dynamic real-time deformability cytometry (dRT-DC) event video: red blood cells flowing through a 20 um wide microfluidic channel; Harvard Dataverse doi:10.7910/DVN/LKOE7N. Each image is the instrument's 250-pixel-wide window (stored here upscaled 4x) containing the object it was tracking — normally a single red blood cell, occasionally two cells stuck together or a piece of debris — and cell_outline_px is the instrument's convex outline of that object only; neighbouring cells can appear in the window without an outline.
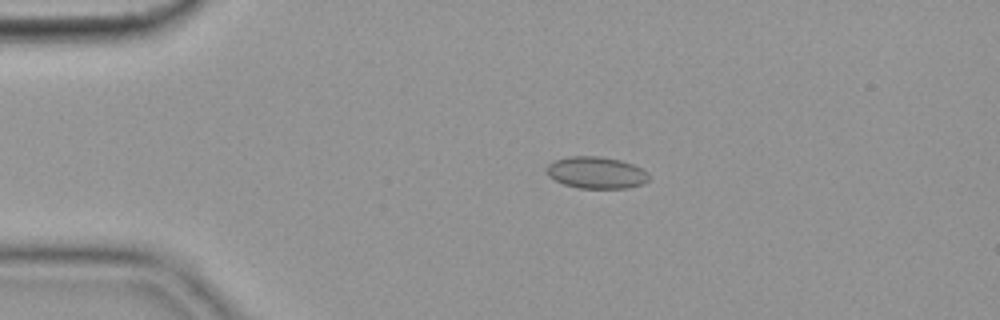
{"species": "common noctule bat (a hibernating species)", "species_latin": "Nyctalus noctula", "temperature_condition": "cold", "stored_images_in_passage": 45, "camera_frame_rate_fps": 3000, "um_per_image_px": 0.085, "animal": {"sex": "female", "body_mass_g": 19.9}, "frame": {"image": 1, "passage_image": 1, "time_ms": 0.0, "image_size_px": [1000, 320], "cell_outline_px": [[648, 180], [640, 184], [628, 188], [580, 188], [564, 184], [548, 176], [544, 168], [548, 164], [556, 160], [568, 156], [600, 156], [620, 160], [632, 164], [648, 172]], "centroid_in_image_um": [50.65, 14.66], "position_along_channel_um": 34.4, "area_um2": 18.9}}
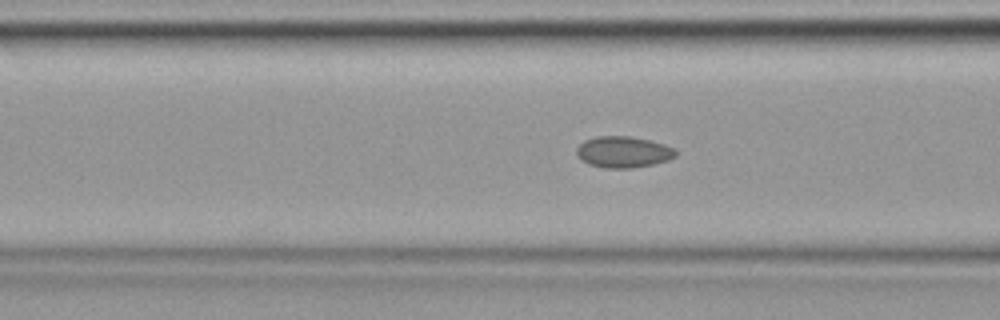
{"frame": {"image": 2, "passage_image": 11, "time_ms": 3.333, "image_size_px": [1000, 320], "cell_outline_px": [[676, 156], [668, 160], [652, 164], [632, 168], [604, 168], [588, 164], [580, 160], [576, 152], [576, 148], [584, 140], [596, 136], [628, 136], [648, 140], [664, 144], [672, 148], [676, 152]], "centroid_in_image_um": [52.93, 12.92], "position_along_channel_um": 113.7, "area_um2": 18.03}}
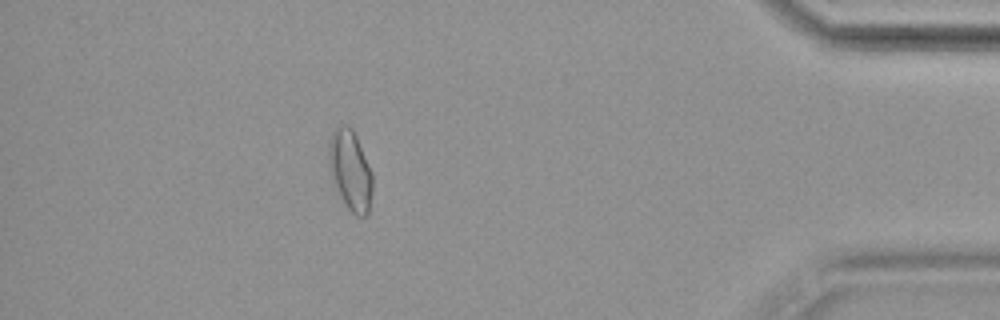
{"frame": {"image": 3, "passage_image": 39, "time_ms": 12.667, "image_size_px": [1000, 320], "cell_outline_px": [[372, 192], [368, 216], [356, 216], [344, 204], [328, 168], [328, 144], [332, 132], [336, 128], [344, 124], [352, 128], [356, 136], [372, 172]], "centroid_in_image_um": [29.77, 14.48], "position_along_channel_um": 405.4, "area_um2": 20.4}, "authors_computed_cell_mechanics": {"area_um2": 17.7446, "velocity_mm_per_s": 3.6121, "shape_relaxation_time_tau1_ms": null, "shape_relaxation_time_tau2_ms": 1.8076, "deformation_change_tau1": null, "deformation_change_tau2": 0.0552}}